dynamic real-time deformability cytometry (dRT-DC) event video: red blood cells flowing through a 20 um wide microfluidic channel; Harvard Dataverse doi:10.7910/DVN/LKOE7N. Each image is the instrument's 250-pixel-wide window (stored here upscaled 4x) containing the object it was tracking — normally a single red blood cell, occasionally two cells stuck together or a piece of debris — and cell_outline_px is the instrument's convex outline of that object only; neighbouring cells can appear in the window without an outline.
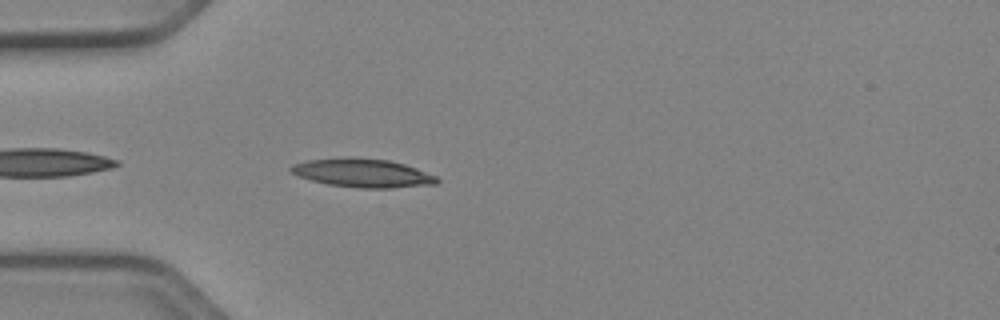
{"species": "Egyptian fruit bat (a non-hibernating species)", "species_latin": "Rousettus aegyptiacus", "temperature_condition": "cold", "stored_images_in_passage": 7, "camera_frame_rate_fps": 3000, "um_per_image_px": 0.085, "animal": {"sex": "female"}, "frame": {"image": 1, "passage_image": 2, "time_ms": 0.333, "image_size_px": [1000, 320], "cell_outline_px": [[440, 180], [436, 184], [392, 188], [360, 188], [328, 184], [312, 180], [300, 176], [292, 172], [288, 168], [292, 164], [308, 160], [344, 156], [348, 156], [388, 160], [404, 164], [416, 168], [436, 176]], "centroid_in_image_um": [30.82, 14.69], "position_along_channel_um": 54.2, "area_um2": 24.39}}
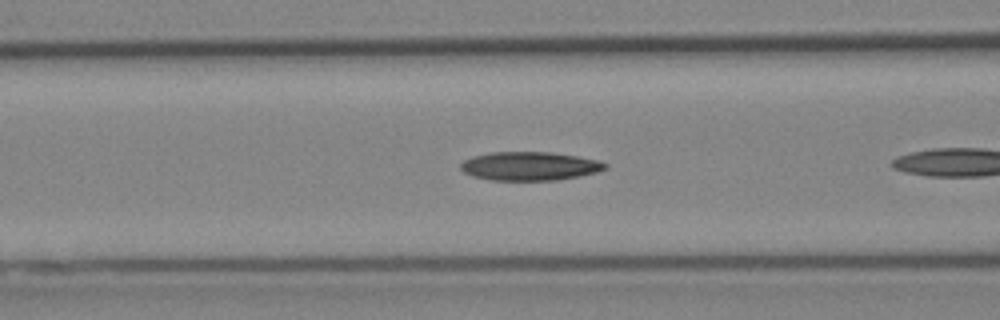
{"frame": {"image": 2, "passage_image": 5, "time_ms": 1.333, "image_size_px": [1000, 320], "cell_outline_px": [[608, 168], [596, 172], [580, 176], [556, 180], [492, 180], [472, 176], [464, 172], [460, 168], [460, 164], [464, 160], [472, 156], [492, 152], [552, 152], [576, 156], [596, 160], [608, 164]], "centroid_in_image_um": [45.01, 14.12], "position_along_channel_um": 121.6, "area_um2": 24.1}}